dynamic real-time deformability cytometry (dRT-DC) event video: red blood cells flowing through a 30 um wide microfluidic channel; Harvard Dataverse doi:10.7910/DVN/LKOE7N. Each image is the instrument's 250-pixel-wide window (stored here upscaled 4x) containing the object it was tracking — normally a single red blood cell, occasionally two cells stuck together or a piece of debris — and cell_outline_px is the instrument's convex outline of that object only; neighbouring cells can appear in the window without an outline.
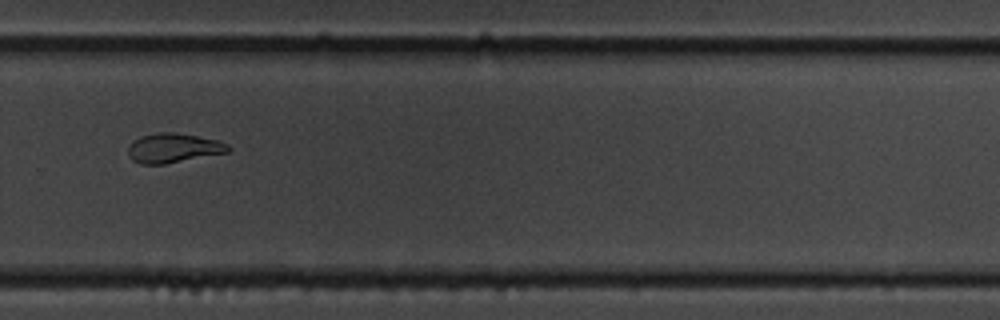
{"species": "common noctule bat (a hibernating species)", "species_latin": "Nyctalus noctula", "temperature_condition": "cold", "stored_images_in_passage": 15, "camera_frame_rate_fps": 3000, "um_per_image_px": 0.085, "animal": {"sex": "male", "body_mass_g": 19.5, "forearm_length_mm": 54.6}, "frame": {"image": 1, "passage_image": 11, "time_ms": 12.0, "image_size_px": [1000, 320], "cell_outline_px": [[232, 148], [228, 152], [164, 164], [140, 164], [132, 160], [128, 156], [128, 148], [140, 136], [156, 132], [172, 132], [196, 136], [216, 140], [228, 144]], "centroid_in_image_um": [14.73, 12.58], "position_along_channel_um": 315.1, "area_um2": 16.99}}
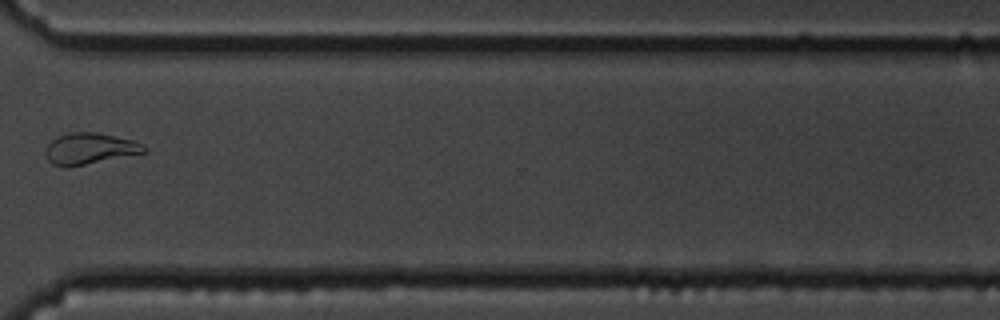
{"frame": {"image": 2, "passage_image": 12, "time_ms": 13.333, "image_size_px": [1000, 320], "cell_outline_px": [[148, 152], [84, 164], [52, 164], [48, 160], [44, 152], [48, 144], [56, 136], [68, 132], [96, 132], [132, 140], [148, 148]], "centroid_in_image_um": [7.63, 12.59], "position_along_channel_um": 363.0, "area_um2": 17.46}}